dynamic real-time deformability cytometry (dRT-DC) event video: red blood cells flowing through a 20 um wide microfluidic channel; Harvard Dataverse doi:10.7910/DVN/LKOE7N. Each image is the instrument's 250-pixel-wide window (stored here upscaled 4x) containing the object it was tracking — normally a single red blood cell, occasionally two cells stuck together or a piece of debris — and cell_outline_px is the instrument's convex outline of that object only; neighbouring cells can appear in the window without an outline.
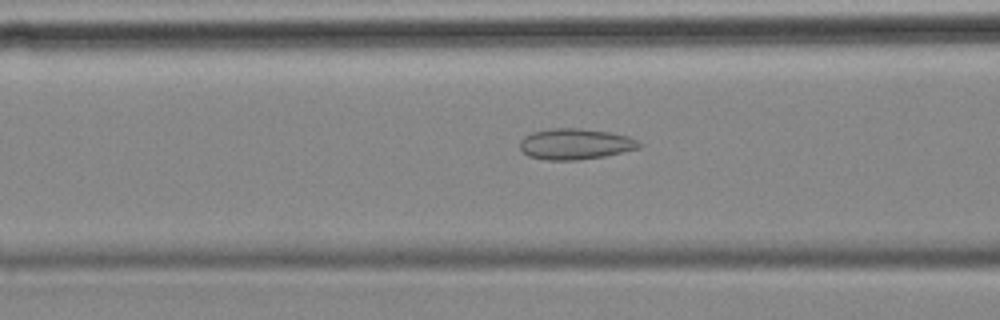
{"species": "common noctule bat (a hibernating species)", "species_latin": "Nyctalus noctula", "temperature_condition": "cold", "stored_images_in_passage": 39, "camera_frame_rate_fps": 3000, "um_per_image_px": 0.085, "animal": {"sex": "female", "body_mass_g": 18.4}, "frame": {"image": 1, "passage_image": 15, "time_ms": 4.667, "image_size_px": [1000, 320], "cell_outline_px": [[644, 144], [640, 148], [604, 156], [576, 160], [548, 160], [528, 156], [520, 148], [520, 140], [524, 136], [532, 132], [552, 128], [580, 128], [608, 132], [628, 136]], "centroid_in_image_um": [48.9, 12.24], "position_along_channel_um": 117.7, "area_um2": 21.44}}
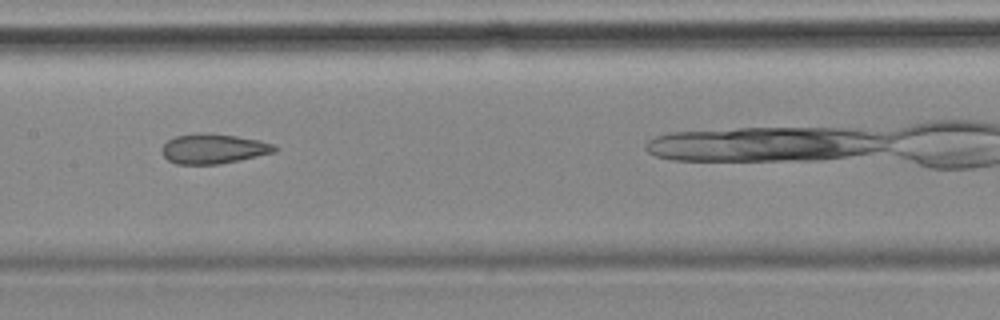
{"frame": {"image": 2, "passage_image": 21, "time_ms": 6.667, "image_size_px": [1000, 320], "cell_outline_px": [[280, 148], [276, 152], [216, 164], [176, 164], [168, 160], [164, 156], [164, 144], [168, 140], [176, 136], [200, 132], [204, 132], [236, 136], [256, 140], [272, 144]], "centroid_in_image_um": [18.14, 12.63], "position_along_channel_um": 189.3, "area_um2": 19.25}}
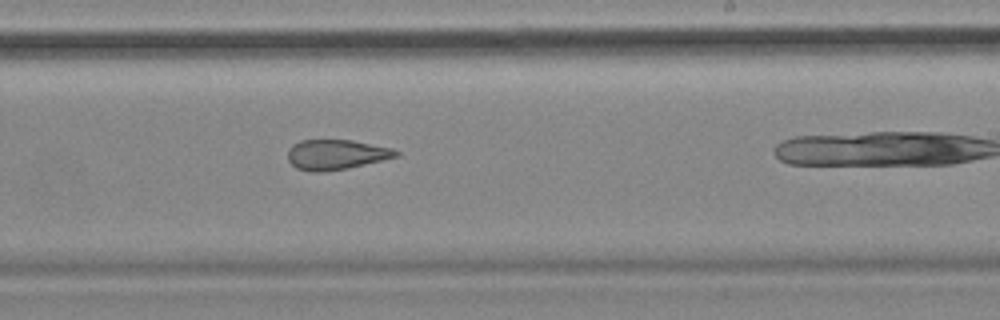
{"frame": {"image": 3, "passage_image": 27, "time_ms": 8.667, "image_size_px": [1000, 320], "cell_outline_px": [[400, 156], [348, 168], [320, 172], [312, 172], [296, 168], [288, 160], [288, 148], [292, 144], [300, 140], [352, 140], [392, 148], [400, 152]], "centroid_in_image_um": [28.56, 13.13], "position_along_channel_um": 260.4, "area_um2": 19.02}}